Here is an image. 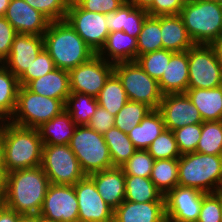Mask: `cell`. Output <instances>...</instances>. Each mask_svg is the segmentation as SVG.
<instances>
[{"mask_svg": "<svg viewBox=\"0 0 222 222\" xmlns=\"http://www.w3.org/2000/svg\"><path fill=\"white\" fill-rule=\"evenodd\" d=\"M50 182L40 166L8 173L3 204L20 215H38Z\"/></svg>", "mask_w": 222, "mask_h": 222, "instance_id": "cell-1", "label": "cell"}, {"mask_svg": "<svg viewBox=\"0 0 222 222\" xmlns=\"http://www.w3.org/2000/svg\"><path fill=\"white\" fill-rule=\"evenodd\" d=\"M3 165L7 173L42 164L43 142L37 129L7 120L1 129Z\"/></svg>", "mask_w": 222, "mask_h": 222, "instance_id": "cell-2", "label": "cell"}, {"mask_svg": "<svg viewBox=\"0 0 222 222\" xmlns=\"http://www.w3.org/2000/svg\"><path fill=\"white\" fill-rule=\"evenodd\" d=\"M43 39L55 67L62 70L70 71L96 54L66 20L50 22Z\"/></svg>", "mask_w": 222, "mask_h": 222, "instance_id": "cell-3", "label": "cell"}, {"mask_svg": "<svg viewBox=\"0 0 222 222\" xmlns=\"http://www.w3.org/2000/svg\"><path fill=\"white\" fill-rule=\"evenodd\" d=\"M221 182L222 155L192 152L178 158V186L216 193Z\"/></svg>", "mask_w": 222, "mask_h": 222, "instance_id": "cell-4", "label": "cell"}, {"mask_svg": "<svg viewBox=\"0 0 222 222\" xmlns=\"http://www.w3.org/2000/svg\"><path fill=\"white\" fill-rule=\"evenodd\" d=\"M180 16L195 44L212 45L222 38V4L196 0L183 4Z\"/></svg>", "mask_w": 222, "mask_h": 222, "instance_id": "cell-5", "label": "cell"}, {"mask_svg": "<svg viewBox=\"0 0 222 222\" xmlns=\"http://www.w3.org/2000/svg\"><path fill=\"white\" fill-rule=\"evenodd\" d=\"M68 145L86 176L114 167L104 136L88 126H77Z\"/></svg>", "mask_w": 222, "mask_h": 222, "instance_id": "cell-6", "label": "cell"}, {"mask_svg": "<svg viewBox=\"0 0 222 222\" xmlns=\"http://www.w3.org/2000/svg\"><path fill=\"white\" fill-rule=\"evenodd\" d=\"M64 110L65 106L61 100L33 93L26 86H20L10 122L37 129Z\"/></svg>", "mask_w": 222, "mask_h": 222, "instance_id": "cell-7", "label": "cell"}, {"mask_svg": "<svg viewBox=\"0 0 222 222\" xmlns=\"http://www.w3.org/2000/svg\"><path fill=\"white\" fill-rule=\"evenodd\" d=\"M114 73L120 79L129 101L146 104L152 110L158 109L163 97L158 80L150 77L136 61L114 64Z\"/></svg>", "mask_w": 222, "mask_h": 222, "instance_id": "cell-8", "label": "cell"}, {"mask_svg": "<svg viewBox=\"0 0 222 222\" xmlns=\"http://www.w3.org/2000/svg\"><path fill=\"white\" fill-rule=\"evenodd\" d=\"M41 167L51 184L75 185L86 176L68 144L43 145Z\"/></svg>", "mask_w": 222, "mask_h": 222, "instance_id": "cell-9", "label": "cell"}, {"mask_svg": "<svg viewBox=\"0 0 222 222\" xmlns=\"http://www.w3.org/2000/svg\"><path fill=\"white\" fill-rule=\"evenodd\" d=\"M188 88L210 89L222 85V67L212 45L195 44L188 49Z\"/></svg>", "mask_w": 222, "mask_h": 222, "instance_id": "cell-10", "label": "cell"}, {"mask_svg": "<svg viewBox=\"0 0 222 222\" xmlns=\"http://www.w3.org/2000/svg\"><path fill=\"white\" fill-rule=\"evenodd\" d=\"M65 20L97 54L110 33L105 14L82 9L74 0L70 1Z\"/></svg>", "mask_w": 222, "mask_h": 222, "instance_id": "cell-11", "label": "cell"}, {"mask_svg": "<svg viewBox=\"0 0 222 222\" xmlns=\"http://www.w3.org/2000/svg\"><path fill=\"white\" fill-rule=\"evenodd\" d=\"M113 72L114 64L95 54L69 71L70 91L96 98Z\"/></svg>", "mask_w": 222, "mask_h": 222, "instance_id": "cell-12", "label": "cell"}, {"mask_svg": "<svg viewBox=\"0 0 222 222\" xmlns=\"http://www.w3.org/2000/svg\"><path fill=\"white\" fill-rule=\"evenodd\" d=\"M74 185L49 184L39 215L58 222H78Z\"/></svg>", "mask_w": 222, "mask_h": 222, "instance_id": "cell-13", "label": "cell"}, {"mask_svg": "<svg viewBox=\"0 0 222 222\" xmlns=\"http://www.w3.org/2000/svg\"><path fill=\"white\" fill-rule=\"evenodd\" d=\"M74 190L78 199V222H113L114 209L101 198L89 176L79 180Z\"/></svg>", "mask_w": 222, "mask_h": 222, "instance_id": "cell-14", "label": "cell"}, {"mask_svg": "<svg viewBox=\"0 0 222 222\" xmlns=\"http://www.w3.org/2000/svg\"><path fill=\"white\" fill-rule=\"evenodd\" d=\"M206 193L189 187L176 186L165 197L167 222H196Z\"/></svg>", "mask_w": 222, "mask_h": 222, "instance_id": "cell-15", "label": "cell"}, {"mask_svg": "<svg viewBox=\"0 0 222 222\" xmlns=\"http://www.w3.org/2000/svg\"><path fill=\"white\" fill-rule=\"evenodd\" d=\"M157 110L162 115L165 128L171 131L203 123L199 110L186 93L164 94Z\"/></svg>", "mask_w": 222, "mask_h": 222, "instance_id": "cell-16", "label": "cell"}, {"mask_svg": "<svg viewBox=\"0 0 222 222\" xmlns=\"http://www.w3.org/2000/svg\"><path fill=\"white\" fill-rule=\"evenodd\" d=\"M43 49V35L17 34L10 54L2 64L19 78Z\"/></svg>", "mask_w": 222, "mask_h": 222, "instance_id": "cell-17", "label": "cell"}, {"mask_svg": "<svg viewBox=\"0 0 222 222\" xmlns=\"http://www.w3.org/2000/svg\"><path fill=\"white\" fill-rule=\"evenodd\" d=\"M17 34L43 35L50 21L24 0H11L4 16Z\"/></svg>", "mask_w": 222, "mask_h": 222, "instance_id": "cell-18", "label": "cell"}, {"mask_svg": "<svg viewBox=\"0 0 222 222\" xmlns=\"http://www.w3.org/2000/svg\"><path fill=\"white\" fill-rule=\"evenodd\" d=\"M113 222H167L165 202L124 200L114 210Z\"/></svg>", "mask_w": 222, "mask_h": 222, "instance_id": "cell-19", "label": "cell"}, {"mask_svg": "<svg viewBox=\"0 0 222 222\" xmlns=\"http://www.w3.org/2000/svg\"><path fill=\"white\" fill-rule=\"evenodd\" d=\"M94 181L101 198L114 210L125 199V174L121 167H112L93 173Z\"/></svg>", "mask_w": 222, "mask_h": 222, "instance_id": "cell-20", "label": "cell"}, {"mask_svg": "<svg viewBox=\"0 0 222 222\" xmlns=\"http://www.w3.org/2000/svg\"><path fill=\"white\" fill-rule=\"evenodd\" d=\"M188 50L183 52H174L165 68L161 78L158 80L161 92L185 93L188 90Z\"/></svg>", "mask_w": 222, "mask_h": 222, "instance_id": "cell-21", "label": "cell"}, {"mask_svg": "<svg viewBox=\"0 0 222 222\" xmlns=\"http://www.w3.org/2000/svg\"><path fill=\"white\" fill-rule=\"evenodd\" d=\"M148 15L145 9L136 7L128 1L115 12L105 15L106 25L109 32L124 31L137 38Z\"/></svg>", "mask_w": 222, "mask_h": 222, "instance_id": "cell-22", "label": "cell"}, {"mask_svg": "<svg viewBox=\"0 0 222 222\" xmlns=\"http://www.w3.org/2000/svg\"><path fill=\"white\" fill-rule=\"evenodd\" d=\"M26 87L33 93L61 100L65 104L71 93L69 71L55 68L48 74L30 81Z\"/></svg>", "mask_w": 222, "mask_h": 222, "instance_id": "cell-23", "label": "cell"}, {"mask_svg": "<svg viewBox=\"0 0 222 222\" xmlns=\"http://www.w3.org/2000/svg\"><path fill=\"white\" fill-rule=\"evenodd\" d=\"M106 53L107 59L104 56ZM97 54L113 64L135 61L137 58V38L128 35L124 31L110 32L104 46Z\"/></svg>", "mask_w": 222, "mask_h": 222, "instance_id": "cell-24", "label": "cell"}, {"mask_svg": "<svg viewBox=\"0 0 222 222\" xmlns=\"http://www.w3.org/2000/svg\"><path fill=\"white\" fill-rule=\"evenodd\" d=\"M161 37L163 49L172 52L187 51L195 45L180 15L161 16Z\"/></svg>", "mask_w": 222, "mask_h": 222, "instance_id": "cell-25", "label": "cell"}, {"mask_svg": "<svg viewBox=\"0 0 222 222\" xmlns=\"http://www.w3.org/2000/svg\"><path fill=\"white\" fill-rule=\"evenodd\" d=\"M204 121L222 120V85L216 88H188L185 92Z\"/></svg>", "mask_w": 222, "mask_h": 222, "instance_id": "cell-26", "label": "cell"}, {"mask_svg": "<svg viewBox=\"0 0 222 222\" xmlns=\"http://www.w3.org/2000/svg\"><path fill=\"white\" fill-rule=\"evenodd\" d=\"M76 125L70 114L64 110L37 128L43 145H67L69 144Z\"/></svg>", "mask_w": 222, "mask_h": 222, "instance_id": "cell-27", "label": "cell"}, {"mask_svg": "<svg viewBox=\"0 0 222 222\" xmlns=\"http://www.w3.org/2000/svg\"><path fill=\"white\" fill-rule=\"evenodd\" d=\"M165 129L162 115L156 109L151 110L127 135L136 149L146 150Z\"/></svg>", "mask_w": 222, "mask_h": 222, "instance_id": "cell-28", "label": "cell"}, {"mask_svg": "<svg viewBox=\"0 0 222 222\" xmlns=\"http://www.w3.org/2000/svg\"><path fill=\"white\" fill-rule=\"evenodd\" d=\"M132 202H165L164 195L150 178L125 175V199Z\"/></svg>", "mask_w": 222, "mask_h": 222, "instance_id": "cell-29", "label": "cell"}, {"mask_svg": "<svg viewBox=\"0 0 222 222\" xmlns=\"http://www.w3.org/2000/svg\"><path fill=\"white\" fill-rule=\"evenodd\" d=\"M96 99L98 105L113 116L129 101L120 79L114 72L106 80Z\"/></svg>", "mask_w": 222, "mask_h": 222, "instance_id": "cell-30", "label": "cell"}, {"mask_svg": "<svg viewBox=\"0 0 222 222\" xmlns=\"http://www.w3.org/2000/svg\"><path fill=\"white\" fill-rule=\"evenodd\" d=\"M103 136L114 167L124 165L137 150L128 135L115 126L106 131Z\"/></svg>", "mask_w": 222, "mask_h": 222, "instance_id": "cell-31", "label": "cell"}, {"mask_svg": "<svg viewBox=\"0 0 222 222\" xmlns=\"http://www.w3.org/2000/svg\"><path fill=\"white\" fill-rule=\"evenodd\" d=\"M64 106L76 126H87L91 117L96 112L98 102L93 96L71 92Z\"/></svg>", "mask_w": 222, "mask_h": 222, "instance_id": "cell-32", "label": "cell"}, {"mask_svg": "<svg viewBox=\"0 0 222 222\" xmlns=\"http://www.w3.org/2000/svg\"><path fill=\"white\" fill-rule=\"evenodd\" d=\"M18 78L3 64L0 65V116L10 121L17 102Z\"/></svg>", "mask_w": 222, "mask_h": 222, "instance_id": "cell-33", "label": "cell"}, {"mask_svg": "<svg viewBox=\"0 0 222 222\" xmlns=\"http://www.w3.org/2000/svg\"><path fill=\"white\" fill-rule=\"evenodd\" d=\"M161 16L148 15L137 37V56L163 49Z\"/></svg>", "mask_w": 222, "mask_h": 222, "instance_id": "cell-34", "label": "cell"}, {"mask_svg": "<svg viewBox=\"0 0 222 222\" xmlns=\"http://www.w3.org/2000/svg\"><path fill=\"white\" fill-rule=\"evenodd\" d=\"M150 179L165 196L178 186V158L155 160Z\"/></svg>", "mask_w": 222, "mask_h": 222, "instance_id": "cell-35", "label": "cell"}, {"mask_svg": "<svg viewBox=\"0 0 222 222\" xmlns=\"http://www.w3.org/2000/svg\"><path fill=\"white\" fill-rule=\"evenodd\" d=\"M196 152L222 155V120L204 121Z\"/></svg>", "mask_w": 222, "mask_h": 222, "instance_id": "cell-36", "label": "cell"}, {"mask_svg": "<svg viewBox=\"0 0 222 222\" xmlns=\"http://www.w3.org/2000/svg\"><path fill=\"white\" fill-rule=\"evenodd\" d=\"M151 110L146 104L128 101L114 116V126L128 134Z\"/></svg>", "mask_w": 222, "mask_h": 222, "instance_id": "cell-37", "label": "cell"}, {"mask_svg": "<svg viewBox=\"0 0 222 222\" xmlns=\"http://www.w3.org/2000/svg\"><path fill=\"white\" fill-rule=\"evenodd\" d=\"M174 52L161 49L137 56L138 65L152 78L159 80Z\"/></svg>", "mask_w": 222, "mask_h": 222, "instance_id": "cell-38", "label": "cell"}, {"mask_svg": "<svg viewBox=\"0 0 222 222\" xmlns=\"http://www.w3.org/2000/svg\"><path fill=\"white\" fill-rule=\"evenodd\" d=\"M154 160L175 159L181 156L171 130L165 129L146 149Z\"/></svg>", "mask_w": 222, "mask_h": 222, "instance_id": "cell-39", "label": "cell"}, {"mask_svg": "<svg viewBox=\"0 0 222 222\" xmlns=\"http://www.w3.org/2000/svg\"><path fill=\"white\" fill-rule=\"evenodd\" d=\"M154 161L147 150L137 149L121 168L125 175L150 178Z\"/></svg>", "mask_w": 222, "mask_h": 222, "instance_id": "cell-40", "label": "cell"}, {"mask_svg": "<svg viewBox=\"0 0 222 222\" xmlns=\"http://www.w3.org/2000/svg\"><path fill=\"white\" fill-rule=\"evenodd\" d=\"M50 22L65 20L70 0H24Z\"/></svg>", "mask_w": 222, "mask_h": 222, "instance_id": "cell-41", "label": "cell"}, {"mask_svg": "<svg viewBox=\"0 0 222 222\" xmlns=\"http://www.w3.org/2000/svg\"><path fill=\"white\" fill-rule=\"evenodd\" d=\"M172 132L181 155L196 152L202 132V123L186 125Z\"/></svg>", "mask_w": 222, "mask_h": 222, "instance_id": "cell-42", "label": "cell"}, {"mask_svg": "<svg viewBox=\"0 0 222 222\" xmlns=\"http://www.w3.org/2000/svg\"><path fill=\"white\" fill-rule=\"evenodd\" d=\"M56 67L49 53L45 48L38 54L30 68L18 78L20 86H26L30 81L38 79L39 77L48 74Z\"/></svg>", "mask_w": 222, "mask_h": 222, "instance_id": "cell-43", "label": "cell"}, {"mask_svg": "<svg viewBox=\"0 0 222 222\" xmlns=\"http://www.w3.org/2000/svg\"><path fill=\"white\" fill-rule=\"evenodd\" d=\"M222 193H206L203 196L198 220L196 222H221Z\"/></svg>", "mask_w": 222, "mask_h": 222, "instance_id": "cell-44", "label": "cell"}, {"mask_svg": "<svg viewBox=\"0 0 222 222\" xmlns=\"http://www.w3.org/2000/svg\"><path fill=\"white\" fill-rule=\"evenodd\" d=\"M82 9L89 12L109 14L118 10L124 0H74Z\"/></svg>", "mask_w": 222, "mask_h": 222, "instance_id": "cell-45", "label": "cell"}, {"mask_svg": "<svg viewBox=\"0 0 222 222\" xmlns=\"http://www.w3.org/2000/svg\"><path fill=\"white\" fill-rule=\"evenodd\" d=\"M16 35L17 32L9 21L0 16V64L9 56Z\"/></svg>", "mask_w": 222, "mask_h": 222, "instance_id": "cell-46", "label": "cell"}, {"mask_svg": "<svg viewBox=\"0 0 222 222\" xmlns=\"http://www.w3.org/2000/svg\"><path fill=\"white\" fill-rule=\"evenodd\" d=\"M182 8L180 0H154L146 11L151 16L180 15Z\"/></svg>", "mask_w": 222, "mask_h": 222, "instance_id": "cell-47", "label": "cell"}, {"mask_svg": "<svg viewBox=\"0 0 222 222\" xmlns=\"http://www.w3.org/2000/svg\"><path fill=\"white\" fill-rule=\"evenodd\" d=\"M87 126L103 135L114 126V116L98 105Z\"/></svg>", "mask_w": 222, "mask_h": 222, "instance_id": "cell-48", "label": "cell"}, {"mask_svg": "<svg viewBox=\"0 0 222 222\" xmlns=\"http://www.w3.org/2000/svg\"><path fill=\"white\" fill-rule=\"evenodd\" d=\"M22 215L0 203V222H19Z\"/></svg>", "mask_w": 222, "mask_h": 222, "instance_id": "cell-49", "label": "cell"}, {"mask_svg": "<svg viewBox=\"0 0 222 222\" xmlns=\"http://www.w3.org/2000/svg\"><path fill=\"white\" fill-rule=\"evenodd\" d=\"M7 171L4 167H0V203H3L7 191Z\"/></svg>", "mask_w": 222, "mask_h": 222, "instance_id": "cell-50", "label": "cell"}, {"mask_svg": "<svg viewBox=\"0 0 222 222\" xmlns=\"http://www.w3.org/2000/svg\"><path fill=\"white\" fill-rule=\"evenodd\" d=\"M154 0H129V2L133 3L136 7L147 9Z\"/></svg>", "mask_w": 222, "mask_h": 222, "instance_id": "cell-51", "label": "cell"}, {"mask_svg": "<svg viewBox=\"0 0 222 222\" xmlns=\"http://www.w3.org/2000/svg\"><path fill=\"white\" fill-rule=\"evenodd\" d=\"M212 46L214 47L216 53H217V56H218V59H219V63L222 67V38H220L219 40L215 41Z\"/></svg>", "mask_w": 222, "mask_h": 222, "instance_id": "cell-52", "label": "cell"}, {"mask_svg": "<svg viewBox=\"0 0 222 222\" xmlns=\"http://www.w3.org/2000/svg\"><path fill=\"white\" fill-rule=\"evenodd\" d=\"M11 0H0V16H5L7 7L9 6Z\"/></svg>", "mask_w": 222, "mask_h": 222, "instance_id": "cell-53", "label": "cell"}, {"mask_svg": "<svg viewBox=\"0 0 222 222\" xmlns=\"http://www.w3.org/2000/svg\"><path fill=\"white\" fill-rule=\"evenodd\" d=\"M19 222H36V215H23L20 217Z\"/></svg>", "mask_w": 222, "mask_h": 222, "instance_id": "cell-54", "label": "cell"}, {"mask_svg": "<svg viewBox=\"0 0 222 222\" xmlns=\"http://www.w3.org/2000/svg\"><path fill=\"white\" fill-rule=\"evenodd\" d=\"M0 167H4L3 165V140H2L1 132H0Z\"/></svg>", "mask_w": 222, "mask_h": 222, "instance_id": "cell-55", "label": "cell"}, {"mask_svg": "<svg viewBox=\"0 0 222 222\" xmlns=\"http://www.w3.org/2000/svg\"><path fill=\"white\" fill-rule=\"evenodd\" d=\"M36 222H58V221H54V220H49L41 215H36Z\"/></svg>", "mask_w": 222, "mask_h": 222, "instance_id": "cell-56", "label": "cell"}, {"mask_svg": "<svg viewBox=\"0 0 222 222\" xmlns=\"http://www.w3.org/2000/svg\"><path fill=\"white\" fill-rule=\"evenodd\" d=\"M182 4H187V3H192L195 2L196 0H180Z\"/></svg>", "mask_w": 222, "mask_h": 222, "instance_id": "cell-57", "label": "cell"}, {"mask_svg": "<svg viewBox=\"0 0 222 222\" xmlns=\"http://www.w3.org/2000/svg\"><path fill=\"white\" fill-rule=\"evenodd\" d=\"M3 121V122H2ZM4 119L0 116V132H1V129H2V126H3V124H4Z\"/></svg>", "mask_w": 222, "mask_h": 222, "instance_id": "cell-58", "label": "cell"}, {"mask_svg": "<svg viewBox=\"0 0 222 222\" xmlns=\"http://www.w3.org/2000/svg\"><path fill=\"white\" fill-rule=\"evenodd\" d=\"M209 1H213V2H217V3L222 4V0H209Z\"/></svg>", "mask_w": 222, "mask_h": 222, "instance_id": "cell-59", "label": "cell"}, {"mask_svg": "<svg viewBox=\"0 0 222 222\" xmlns=\"http://www.w3.org/2000/svg\"><path fill=\"white\" fill-rule=\"evenodd\" d=\"M219 193H222V182H221V185L219 187Z\"/></svg>", "mask_w": 222, "mask_h": 222, "instance_id": "cell-60", "label": "cell"}]
</instances>
